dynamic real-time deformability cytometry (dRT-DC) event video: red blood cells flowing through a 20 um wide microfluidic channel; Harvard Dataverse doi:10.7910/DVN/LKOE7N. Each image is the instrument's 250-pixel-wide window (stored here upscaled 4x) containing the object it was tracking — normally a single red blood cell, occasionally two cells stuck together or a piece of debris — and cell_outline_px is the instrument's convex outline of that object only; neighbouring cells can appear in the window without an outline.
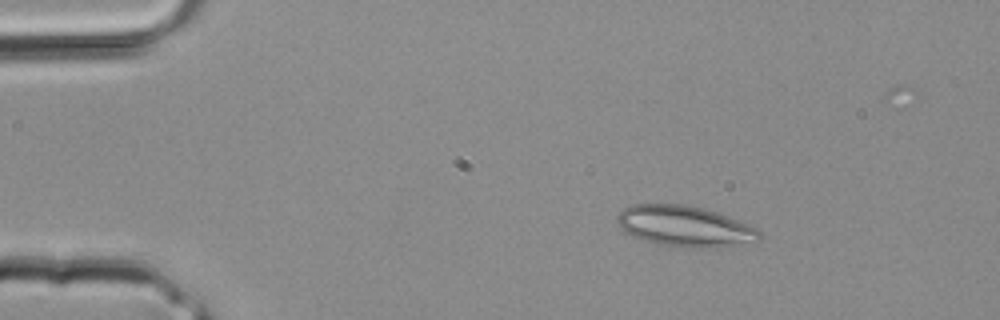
{"species": "common noctule bat (a hibernating species)", "species_latin": "Nyctalus noctula", "temperature_condition": "room temperature", "stored_images_in_passage": 2, "camera_frame_rate_fps": 3000, "um_per_image_px": 0.085, "animal": {"sex": "male", "body_mass_g": 20.4}, "frame": {"image": 1, "passage_image": 1, "time_ms": 0.0, "image_size_px": [1000, 320], "cell_outline_px": [[760, 240], [704, 248], [680, 248], [656, 244], [632, 236], [624, 232], [616, 224], [616, 216], [624, 208], [632, 204], [688, 204], [704, 208], [728, 216], [748, 224], [756, 228], [760, 232]], "centroid_in_image_um": [58.12, 19.22], "position_along_channel_um": 26.9, "area_um2": 33.93}}